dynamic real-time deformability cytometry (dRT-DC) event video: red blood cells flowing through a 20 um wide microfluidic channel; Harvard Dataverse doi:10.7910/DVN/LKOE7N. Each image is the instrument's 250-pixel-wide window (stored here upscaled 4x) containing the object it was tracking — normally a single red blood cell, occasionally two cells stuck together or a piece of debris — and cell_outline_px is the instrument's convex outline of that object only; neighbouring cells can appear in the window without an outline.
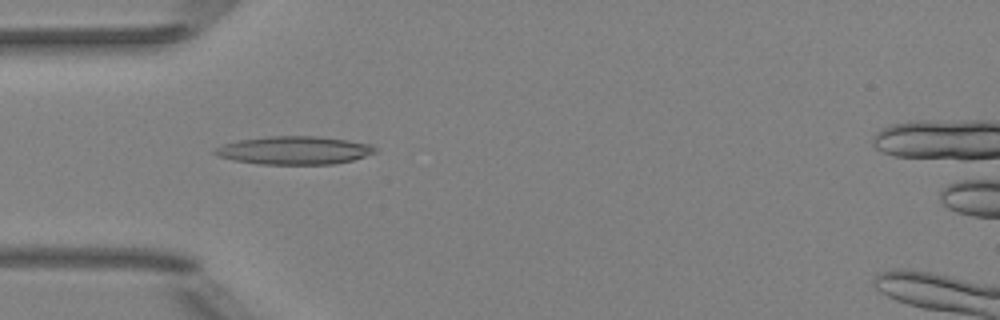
{"species": "Egyptian fruit bat (a non-hibernating species)", "species_latin": "Rousettus aegyptiacus", "temperature_condition": "room temperature", "stored_images_in_passage": 1, "camera_frame_rate_fps": 3000, "um_per_image_px": 0.085, "animal": {"sex": "female"}, "frame": {"image": 1, "passage_image": 1, "time_ms": 0.0, "image_size_px": [1000, 320], "cell_outline_px": [[376, 152], [352, 160], [336, 164], [260, 164], [236, 160], [220, 156], [212, 152], [216, 148], [224, 144], [240, 140], [268, 136], [316, 136], [348, 140], [372, 144], [376, 148]], "centroid_in_image_um": [25.06, 12.77], "position_along_channel_um": 59.9, "area_um2": 26.07}}